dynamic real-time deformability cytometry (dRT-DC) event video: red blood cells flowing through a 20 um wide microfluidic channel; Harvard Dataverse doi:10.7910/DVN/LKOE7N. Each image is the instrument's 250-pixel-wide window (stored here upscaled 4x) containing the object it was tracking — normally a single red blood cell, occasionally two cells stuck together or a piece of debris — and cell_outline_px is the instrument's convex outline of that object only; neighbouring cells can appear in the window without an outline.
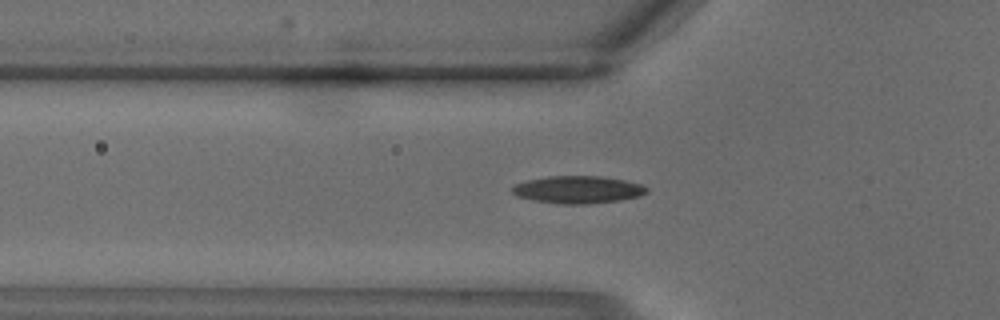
{"species": "common noctule bat (a hibernating species)", "species_latin": "Nyctalus noctula", "temperature_condition": "warm", "stored_images_in_passage": 4, "segment_of_instrument_passage": [2, 2], "camera_frame_rate_fps": 3000, "um_per_image_px": 0.085, "animal": {"sex": "male", "body_mass_g": 18.8}, "frame": {"image": 1, "passage_image": 4, "time_ms": 1.0, "image_size_px": [1000, 320], "cell_outline_px": [[648, 192], [640, 196], [620, 200], [588, 204], [560, 204], [532, 200], [516, 196], [512, 192], [512, 188], [516, 184], [528, 180], [548, 176], [600, 176], [624, 180], [640, 184], [648, 188]], "centroid_in_image_um": [49.12, 16.12], "position_along_channel_um": 76.7, "area_um2": 21.5}}